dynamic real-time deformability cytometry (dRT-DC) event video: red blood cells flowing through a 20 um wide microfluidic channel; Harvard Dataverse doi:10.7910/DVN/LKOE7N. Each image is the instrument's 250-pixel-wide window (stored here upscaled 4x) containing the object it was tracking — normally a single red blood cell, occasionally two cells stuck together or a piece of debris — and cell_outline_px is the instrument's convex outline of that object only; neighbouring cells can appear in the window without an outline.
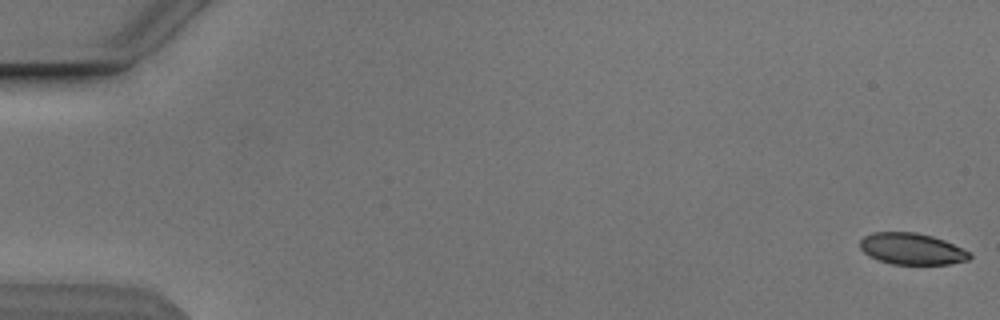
{"species": "Egyptian fruit bat (a non-hibernating species)", "species_latin": "Rousettus aegyptiacus", "temperature_condition": "cold", "stored_images_in_passage": 17, "camera_frame_rate_fps": 3000, "um_per_image_px": 0.085, "animal": {"sex": "male"}, "frame": {"image": 1, "passage_image": 1, "time_ms": 0.0, "image_size_px": [1000, 320], "cell_outline_px": [[972, 256], [968, 260], [948, 264], [892, 264], [868, 256], [860, 248], [860, 240], [864, 236], [872, 232], [916, 232], [932, 236], [944, 240], [972, 252]], "centroid_in_image_um": [77.51, 21.15], "position_along_channel_um": 7.5, "area_um2": 20.17}}